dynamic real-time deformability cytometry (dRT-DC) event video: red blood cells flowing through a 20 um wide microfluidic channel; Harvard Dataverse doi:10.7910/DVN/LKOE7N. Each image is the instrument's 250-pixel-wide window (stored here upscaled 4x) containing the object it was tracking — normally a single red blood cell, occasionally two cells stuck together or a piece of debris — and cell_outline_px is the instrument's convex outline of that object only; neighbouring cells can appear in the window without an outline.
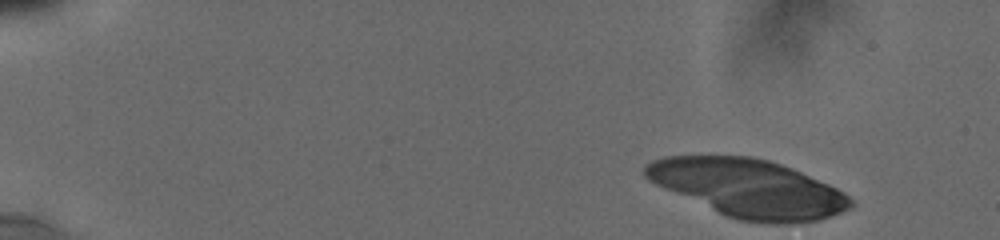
{"species": "human", "species_latin": "Homo sapiens", "temperature_condition": "cold", "stored_images_in_passage": 5, "camera_frame_rate_fps": 3000, "um_per_image_px": 0.085, "donor": {"sex": "male"}, "frame": {"image": 1, "passage_image": 1, "time_ms": 0.0, "image_size_px": [1000, 240], "cell_outline_px": [[852, 204], [848, 208], [840, 212], [820, 220], [792, 224], [772, 224], [740, 220], [724, 216], [664, 188], [648, 180], [644, 176], [644, 164], [652, 160], [664, 156], [752, 156], [768, 160], [792, 168], [828, 184], [844, 192], [852, 200]], "centroid_in_image_um": [63.58, 16.01], "position_along_channel_um": 21.4, "area_um2": 69.3}}